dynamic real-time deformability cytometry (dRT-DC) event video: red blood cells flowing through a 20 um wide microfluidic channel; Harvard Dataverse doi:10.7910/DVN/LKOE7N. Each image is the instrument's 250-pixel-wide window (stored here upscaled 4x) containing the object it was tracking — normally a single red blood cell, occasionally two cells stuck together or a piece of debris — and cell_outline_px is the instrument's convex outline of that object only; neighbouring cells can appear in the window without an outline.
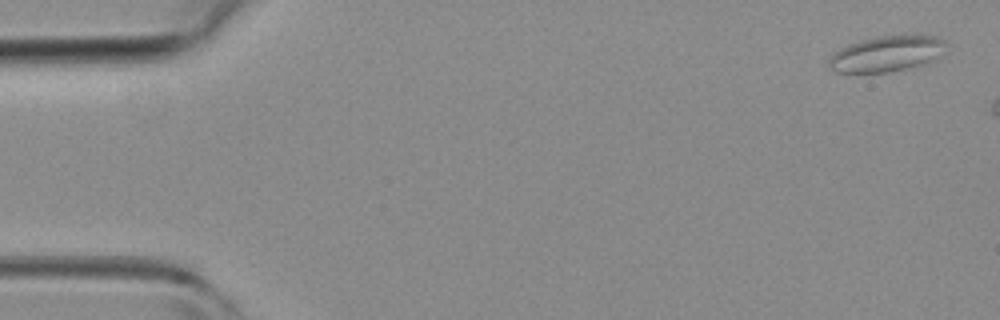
{"species": "common noctule bat (a hibernating species)", "species_latin": "Nyctalus noctula", "temperature_condition": "room temperature", "stored_images_in_passage": 3, "camera_frame_rate_fps": 3000, "um_per_image_px": 0.085, "animal": {"sex": "female", "body_mass_g": 19.3, "forearm_length_mm": 54.1}, "frame": {"image": 1, "passage_image": 1, "time_ms": 0.0, "image_size_px": [1000, 320], "cell_outline_px": [[944, 44], [936, 56], [920, 64], [888, 72], [832, 72], [828, 68], [828, 60], [840, 48], [848, 44], [860, 40], [880, 36], [936, 36], [944, 40]], "centroid_in_image_um": [75.22, 4.57], "position_along_channel_um": 9.8, "area_um2": 23.47}}